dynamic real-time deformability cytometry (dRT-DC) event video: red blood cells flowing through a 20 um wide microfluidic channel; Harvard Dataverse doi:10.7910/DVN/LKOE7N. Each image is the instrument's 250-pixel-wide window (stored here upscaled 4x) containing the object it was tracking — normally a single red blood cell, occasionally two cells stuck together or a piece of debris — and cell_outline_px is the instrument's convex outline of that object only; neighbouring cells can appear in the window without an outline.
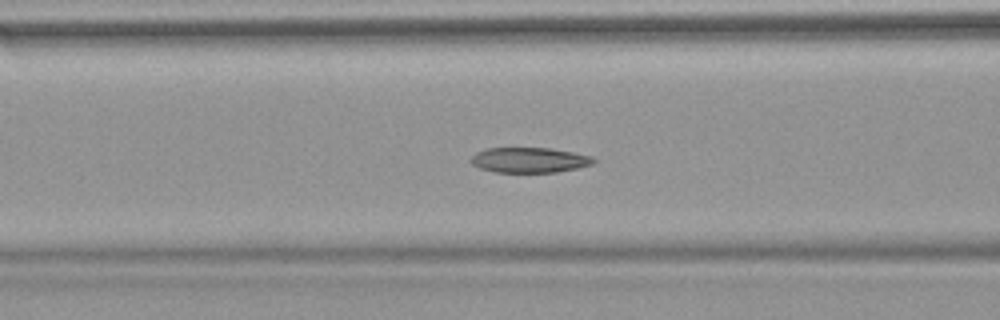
{"species": "common noctule bat (a hibernating species)", "species_latin": "Nyctalus noctula", "temperature_condition": "warm", "stored_images_in_passage": 55, "segment_of_instrument_passage": [1, 2], "camera_frame_rate_fps": 3000, "um_per_image_px": 0.085, "animal": {"sex": "female", "body_mass_g": 18.4}, "frame": {"image": 1, "passage_image": 22, "time_ms": 7.0, "image_size_px": [1000, 320], "cell_outline_px": [[596, 160], [592, 164], [576, 168], [556, 172], [496, 172], [480, 168], [472, 164], [468, 160], [476, 152], [484, 148], [548, 148], [572, 152], [592, 156]], "centroid_in_image_um": [44.95, 13.6], "position_along_channel_um": 121.6, "area_um2": 17.98}}
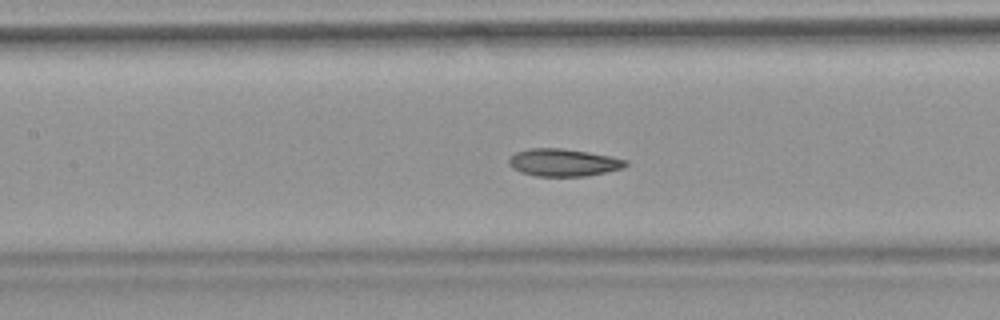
{"frame": {"image": 2, "passage_image": 25, "time_ms": 8.0, "image_size_px": [1000, 320], "cell_outline_px": [[628, 164], [624, 168], [584, 176], [536, 176], [520, 172], [512, 168], [508, 164], [508, 160], [516, 152], [528, 148], [560, 148], [588, 152], [612, 156], [628, 160]], "centroid_in_image_um": [47.89, 13.81], "position_along_channel_um": 159.5, "area_um2": 18.73}}
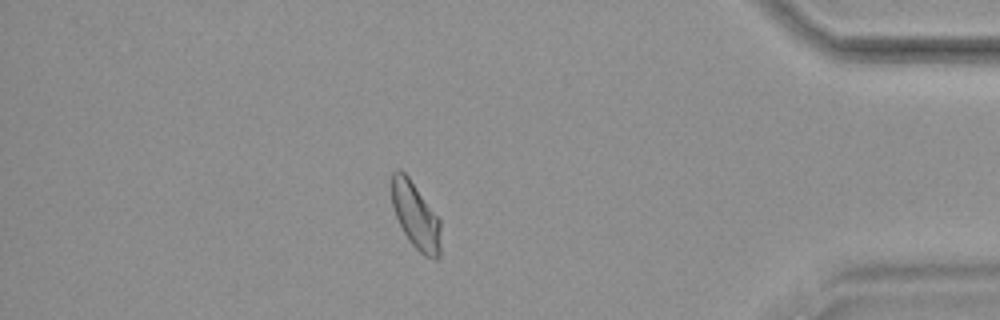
{"frame": {"image": 3, "passage_image": 47, "time_ms": 15.333, "image_size_px": [1000, 320], "cell_outline_px": [[440, 256], [436, 260], [432, 260], [424, 256], [408, 240], [396, 216], [392, 204], [392, 172], [396, 168], [400, 168], [408, 176], [440, 220]], "centroid_in_image_um": [35.33, 18.35], "position_along_channel_um": 399.9, "area_um2": 18.9}}